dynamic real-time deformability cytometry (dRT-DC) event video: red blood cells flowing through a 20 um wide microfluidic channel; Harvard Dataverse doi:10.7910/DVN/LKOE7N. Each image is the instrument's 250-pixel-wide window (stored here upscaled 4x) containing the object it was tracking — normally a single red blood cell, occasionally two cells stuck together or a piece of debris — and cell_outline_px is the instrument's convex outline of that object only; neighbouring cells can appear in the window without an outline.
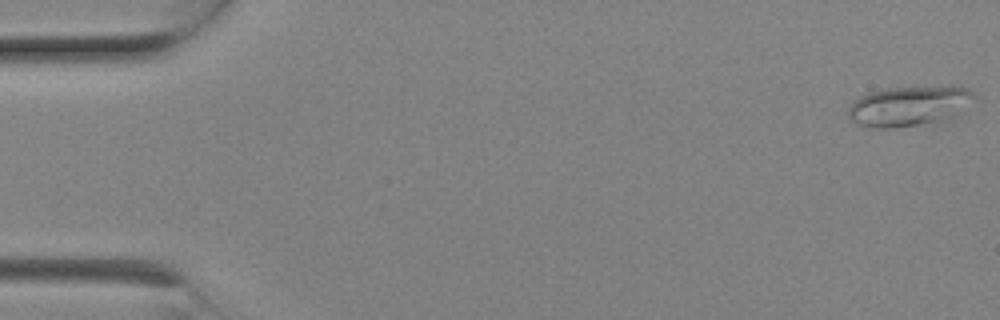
{"species": "Egyptian fruit bat (a non-hibernating species)", "species_latin": "Rousettus aegyptiacus", "temperature_condition": "room temperature", "stored_images_in_passage": 10, "camera_frame_rate_fps": 3000, "um_per_image_px": 0.085, "animal": {"sex": "female"}, "frame": {"image": 1, "passage_image": 1, "time_ms": 0.0, "image_size_px": [1000, 320], "cell_outline_px": [[976, 96], [952, 124], [892, 128], [872, 128], [856, 124], [848, 116], [848, 108], [852, 100], [868, 92], [884, 88], [952, 84], [968, 88]], "centroid_in_image_um": [77.39, 9.04], "position_along_channel_um": 7.6, "area_um2": 31.67}}
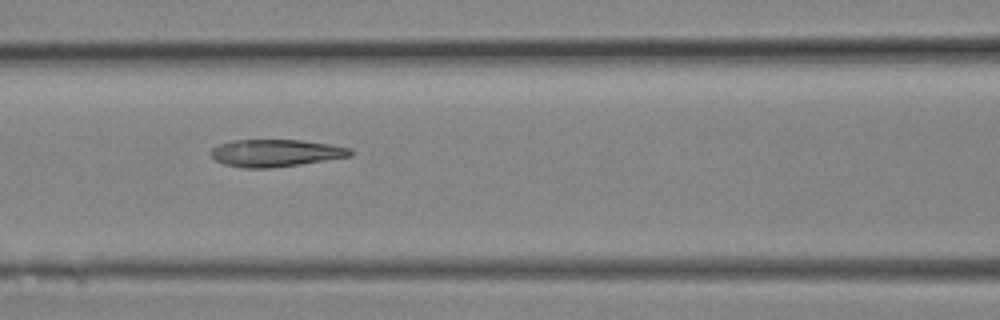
{"frame": {"image": 2, "passage_image": 9, "time_ms": 2.667, "image_size_px": [1000, 320], "cell_outline_px": [[352, 156], [300, 164], [272, 168], [244, 168], [224, 164], [216, 160], [208, 152], [212, 148], [220, 144], [232, 140], [300, 140], [328, 144], [352, 148]], "centroid_in_image_um": [23.42, 13.01], "position_along_channel_um": 143.2, "area_um2": 22.14}}
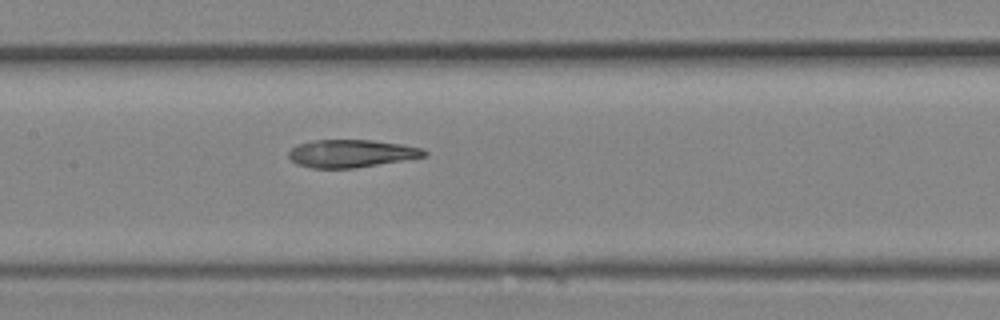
{"frame": {"image": 3, "passage_image": 10, "time_ms": 3.0, "image_size_px": [1000, 320], "cell_outline_px": [[428, 152], [424, 156], [356, 168], [312, 168], [296, 164], [288, 156], [288, 152], [296, 144], [312, 140], [372, 140], [400, 144], [424, 148]], "centroid_in_image_um": [29.82, 13.04], "position_along_channel_um": 177.6, "area_um2": 21.85}}